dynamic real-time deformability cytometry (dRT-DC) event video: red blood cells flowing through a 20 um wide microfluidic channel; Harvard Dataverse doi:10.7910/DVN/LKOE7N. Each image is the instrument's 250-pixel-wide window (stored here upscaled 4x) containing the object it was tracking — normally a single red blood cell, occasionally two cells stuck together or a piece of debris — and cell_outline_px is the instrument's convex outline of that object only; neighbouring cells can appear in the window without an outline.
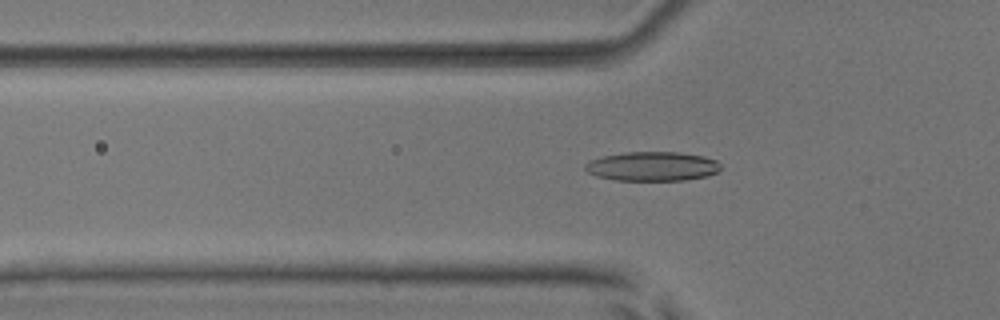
{"species": "common noctule bat (a hibernating species)", "species_latin": "Nyctalus noctula", "temperature_condition": "room temperature", "stored_images_in_passage": 54, "camera_frame_rate_fps": 3000, "um_per_image_px": 0.085, "animal": {"sex": "male", "body_mass_g": 17.9, "forearm_length_mm": 54.2}, "frame": {"image": 1, "passage_image": 19, "time_ms": 6.0, "image_size_px": [1000, 320], "cell_outline_px": [[720, 168], [716, 172], [704, 176], [684, 180], [616, 180], [596, 176], [588, 172], [584, 168], [584, 164], [588, 160], [604, 156], [624, 152], [680, 152], [704, 156], [716, 160], [720, 164]], "centroid_in_image_um": [55.41, 14.13], "position_along_channel_um": 70.4, "area_um2": 23.06}}
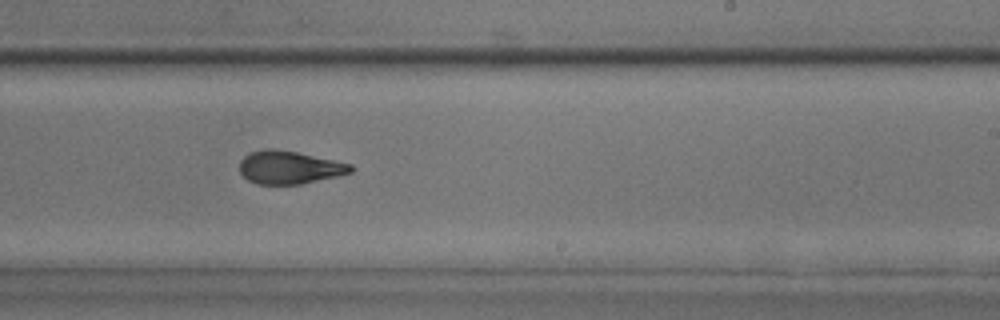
{"frame": {"image": 2, "passage_image": 34, "time_ms": 11.0, "image_size_px": [1000, 320], "cell_outline_px": [[352, 172], [336, 176], [300, 184], [256, 184], [248, 180], [240, 172], [240, 160], [248, 152], [264, 148], [272, 148], [296, 152], [352, 164]], "centroid_in_image_um": [24.54, 14.22], "position_along_channel_um": 264.5, "area_um2": 21.27}}
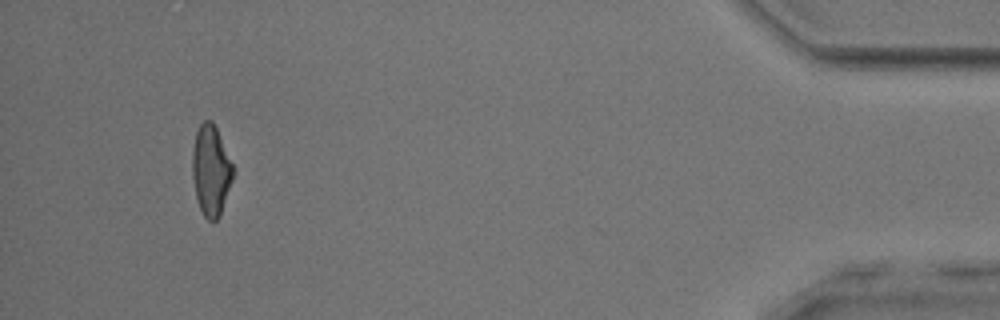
{"frame": {"image": 3, "passage_image": 51, "time_ms": 16.667, "image_size_px": [1000, 320], "cell_outline_px": [[232, 180], [220, 216], [216, 220], [208, 220], [204, 216], [200, 208], [196, 196], [192, 172], [192, 152], [196, 132], [200, 124], [204, 120], [212, 120], [216, 128], [232, 164]], "centroid_in_image_um": [17.91, 14.48], "position_along_channel_um": 417.3, "area_um2": 21.04}, "authors_computed_cell_mechanics": {"area_um2": 22.0218, "velocity_mm_per_s": 3.8996, "shape_relaxation_time_tau1_ms": 5.6691, "shape_relaxation_time_tau2_ms": 1.6071, "deformation_change_tau1": 0.1722, "deformation_change_tau2": 0.087}}